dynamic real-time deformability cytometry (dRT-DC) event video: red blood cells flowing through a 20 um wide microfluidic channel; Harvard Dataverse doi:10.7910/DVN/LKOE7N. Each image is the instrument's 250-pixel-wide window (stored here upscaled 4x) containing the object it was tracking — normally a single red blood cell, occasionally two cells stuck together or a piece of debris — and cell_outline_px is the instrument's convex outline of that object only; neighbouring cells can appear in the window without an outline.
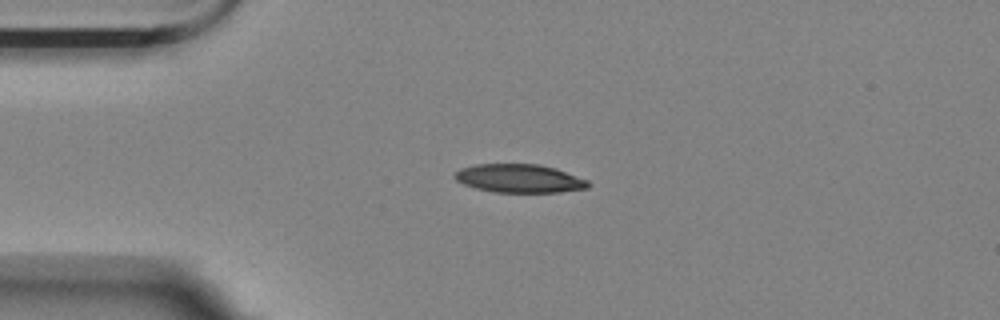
{"species": "Egyptian fruit bat (a non-hibernating species)", "species_latin": "Rousettus aegyptiacus", "temperature_condition": "room temperature", "stored_images_in_passage": 4, "camera_frame_rate_fps": 3000, "um_per_image_px": 0.085, "animal": {"sex": "female"}, "frame": {"image": 1, "passage_image": 3, "time_ms": 0.667, "image_size_px": [1000, 320], "cell_outline_px": [[592, 184], [588, 188], [560, 192], [492, 192], [476, 188], [464, 184], [456, 180], [452, 176], [460, 168], [476, 164], [540, 164], [556, 168], [588, 180]], "centroid_in_image_um": [44.16, 15.16], "position_along_channel_um": 40.8, "area_um2": 22.25}}